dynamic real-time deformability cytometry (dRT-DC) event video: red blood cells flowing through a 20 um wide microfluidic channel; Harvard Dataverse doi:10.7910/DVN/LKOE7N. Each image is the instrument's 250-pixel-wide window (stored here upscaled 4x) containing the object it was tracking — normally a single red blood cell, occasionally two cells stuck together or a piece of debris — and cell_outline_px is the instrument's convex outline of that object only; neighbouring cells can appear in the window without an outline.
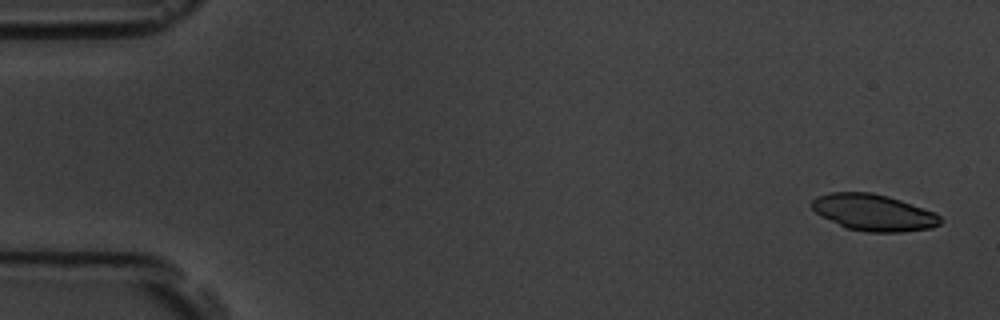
{"species": "common noctule bat (a hibernating species)", "species_latin": "Nyctalus noctula", "temperature_condition": "room temperature", "stored_images_in_passage": 6, "camera_frame_rate_fps": 3000, "um_per_image_px": 0.085, "animal": {"sex": "male", "body_mass_g": 19.5, "forearm_length_mm": 54.6}, "frame": {"image": 1, "passage_image": 1, "time_ms": 0.0, "image_size_px": [1000, 320], "cell_outline_px": [[940, 224], [932, 228], [904, 232], [864, 232], [848, 228], [820, 216], [812, 208], [812, 200], [816, 196], [832, 192], [872, 192], [888, 196], [936, 212], [940, 216]], "centroid_in_image_um": [74.26, 18.06], "position_along_channel_um": 10.7, "area_um2": 27.4}}